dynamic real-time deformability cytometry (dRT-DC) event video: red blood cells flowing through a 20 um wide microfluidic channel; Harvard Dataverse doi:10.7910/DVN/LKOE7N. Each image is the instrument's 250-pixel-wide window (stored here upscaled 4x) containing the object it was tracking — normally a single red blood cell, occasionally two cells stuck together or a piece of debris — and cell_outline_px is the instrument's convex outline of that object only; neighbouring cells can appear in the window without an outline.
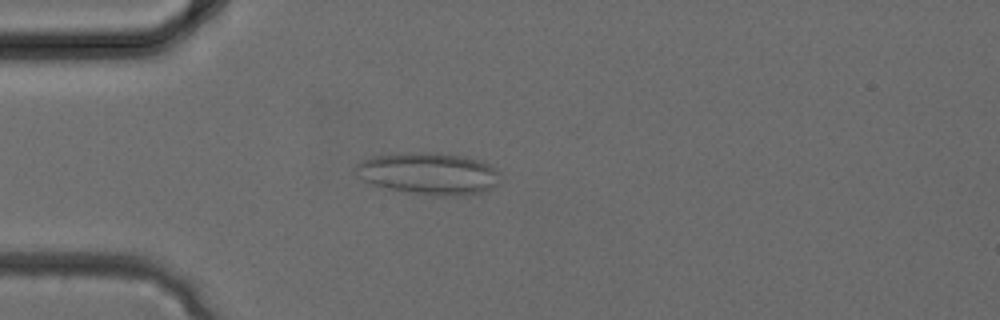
{"species": "common noctule bat (a hibernating species)", "species_latin": "Nyctalus noctula", "temperature_condition": "cold", "stored_images_in_passage": 14, "camera_frame_rate_fps": 3000, "um_per_image_px": 0.085, "animal": {"sex": "female", "body_mass_g": 24.6, "forearm_length_mm": 56.2}, "frame": {"image": 1, "passage_image": 7, "time_ms": 2.0, "image_size_px": [1000, 320], "cell_outline_px": [[500, 184], [484, 192], [460, 196], [436, 196], [404, 192], [372, 184], [364, 180], [352, 172], [352, 168], [356, 164], [372, 156], [400, 152], [440, 152], [464, 156], [480, 160], [492, 164], [500, 172]], "centroid_in_image_um": [36.47, 14.74], "position_along_channel_um": 48.5, "area_um2": 36.36}}
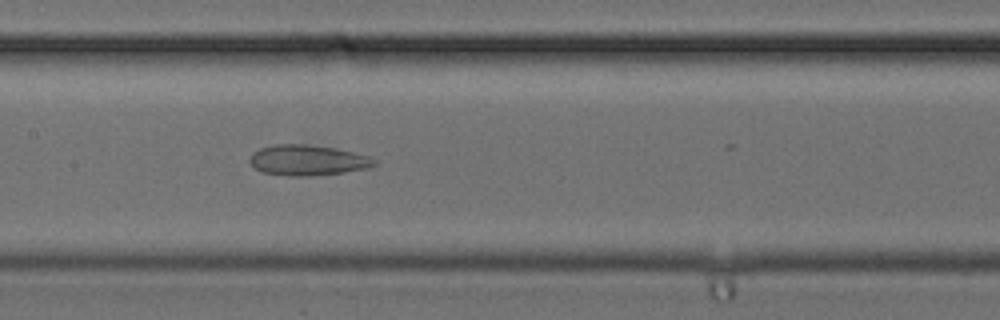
{"frame": {"image": 2, "passage_image": 14, "time_ms": 4.333, "image_size_px": [1000, 320], "cell_outline_px": [[376, 164], [368, 168], [344, 172], [304, 176], [288, 176], [260, 172], [248, 160], [252, 152], [260, 148], [276, 144], [304, 144], [336, 148], [368, 156], [376, 160]], "centroid_in_image_um": [26.11, 13.61], "position_along_channel_um": 181.3, "area_um2": 22.08}}